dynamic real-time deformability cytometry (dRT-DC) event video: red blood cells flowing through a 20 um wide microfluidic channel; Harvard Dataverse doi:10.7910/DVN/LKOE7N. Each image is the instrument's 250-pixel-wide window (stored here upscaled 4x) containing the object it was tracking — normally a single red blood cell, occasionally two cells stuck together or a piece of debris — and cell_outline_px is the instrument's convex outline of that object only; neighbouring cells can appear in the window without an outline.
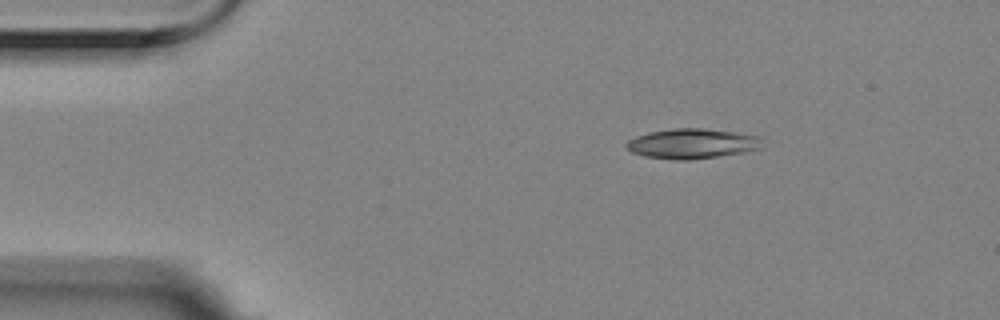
{"species": "Egyptian fruit bat (a non-hibernating species)", "species_latin": "Rousettus aegyptiacus", "temperature_condition": "room temperature", "stored_images_in_passage": 3, "camera_frame_rate_fps": 3000, "um_per_image_px": 0.085, "animal": {"sex": "female"}, "frame": {"image": 1, "passage_image": 1, "time_ms": 0.0, "image_size_px": [1000, 320], "cell_outline_px": [[760, 148], [740, 152], [716, 156], [688, 160], [676, 160], [644, 156], [632, 152], [624, 144], [628, 140], [636, 136], [648, 132], [672, 128], [704, 128], [736, 132], [760, 136]], "centroid_in_image_um": [58.77, 12.19], "position_along_channel_um": 26.2, "area_um2": 23.52}}
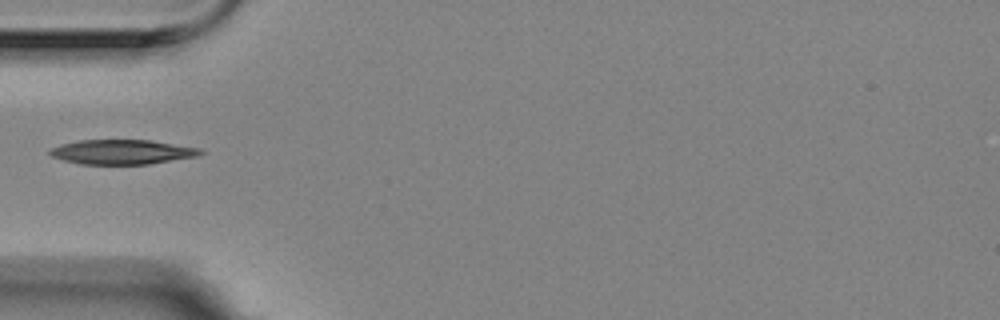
{"frame": {"image": 2, "passage_image": 3, "time_ms": 0.667, "image_size_px": [1000, 320], "cell_outline_px": [[204, 152], [196, 156], [148, 164], [80, 164], [64, 160], [52, 156], [48, 152], [52, 148], [60, 144], [80, 140], [148, 140], [200, 148]], "centroid_in_image_um": [10.35, 12.91], "position_along_channel_um": 74.7, "area_um2": 21.33}}